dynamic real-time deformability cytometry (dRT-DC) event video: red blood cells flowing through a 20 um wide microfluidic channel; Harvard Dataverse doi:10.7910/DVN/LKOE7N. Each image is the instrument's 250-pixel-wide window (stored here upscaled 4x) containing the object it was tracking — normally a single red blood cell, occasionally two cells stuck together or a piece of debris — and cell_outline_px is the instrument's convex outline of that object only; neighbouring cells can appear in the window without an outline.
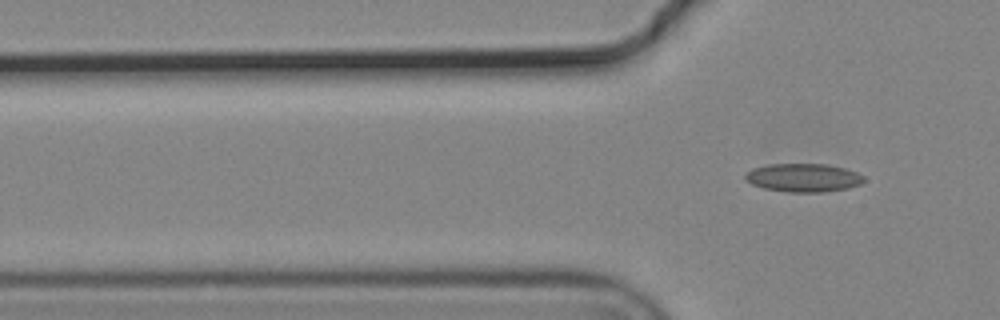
{"species": "common noctule bat (a hibernating species)", "species_latin": "Nyctalus noctula", "temperature_condition": "cold", "stored_images_in_passage": 7, "segment_of_instrument_passage": [2, 2], "camera_frame_rate_fps": 3000, "um_per_image_px": 0.085, "animal": {"sex": "male", "body_mass_g": 19.2, "forearm_length_mm": 51.8}, "frame": {"image": 1, "passage_image": 7, "time_ms": 2.0, "image_size_px": [1000, 320], "cell_outline_px": [[864, 180], [860, 184], [848, 188], [820, 192], [788, 192], [764, 188], [752, 184], [744, 180], [744, 172], [752, 168], [768, 164], [828, 164], [844, 168], [856, 172], [864, 176]], "centroid_in_image_um": [68.24, 15.09], "position_along_channel_um": 57.6, "area_um2": 19.71}}